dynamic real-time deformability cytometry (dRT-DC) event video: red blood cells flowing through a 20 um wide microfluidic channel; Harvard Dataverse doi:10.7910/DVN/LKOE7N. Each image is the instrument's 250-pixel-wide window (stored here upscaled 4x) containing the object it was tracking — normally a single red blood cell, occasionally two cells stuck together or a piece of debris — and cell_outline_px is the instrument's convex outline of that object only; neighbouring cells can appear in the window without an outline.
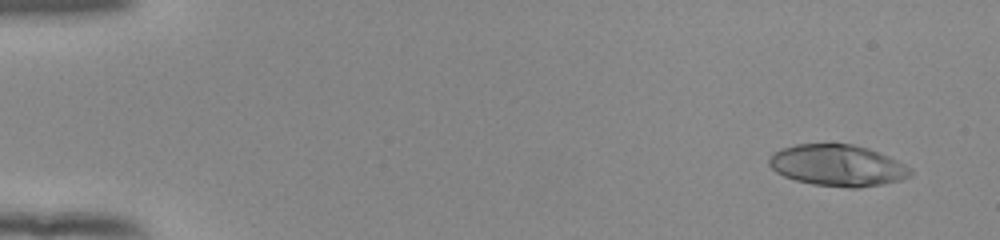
{"species": "human", "species_latin": "Homo sapiens", "temperature_condition": "room temperature", "stored_images_in_passage": 51, "camera_frame_rate_fps": 3000, "um_per_image_px": 0.085, "donor": {"sex": "female"}, "frame": {"image": 1, "passage_image": 1, "time_ms": 0.0, "image_size_px": [1000, 240], "cell_outline_px": [[912, 176], [900, 180], [860, 188], [848, 188], [812, 184], [796, 180], [784, 176], [776, 172], [768, 164], [768, 156], [772, 152], [780, 148], [796, 144], [852, 144], [868, 148], [888, 156], [912, 168]], "centroid_in_image_um": [71.17, 14.06], "position_along_channel_um": 13.8, "area_um2": 34.33}}
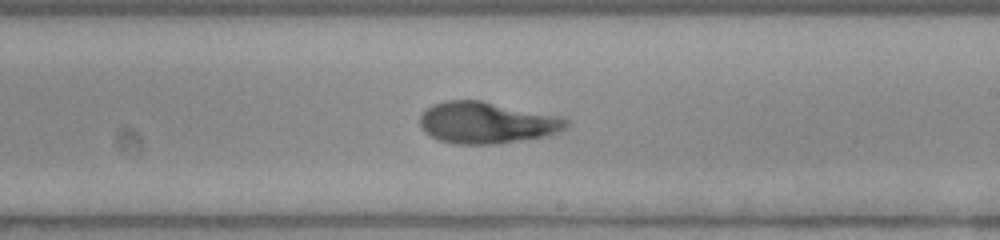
{"frame": {"image": 2, "passage_image": 30, "time_ms": 9.667, "image_size_px": [1000, 240], "cell_outline_px": [[568, 128], [560, 132], [548, 136], [496, 144], [456, 144], [440, 140], [424, 132], [420, 124], [420, 116], [432, 104], [444, 100], [484, 100], [560, 116], [568, 120]], "centroid_in_image_um": [41.41, 10.42], "position_along_channel_um": 247.6, "area_um2": 35.78}}
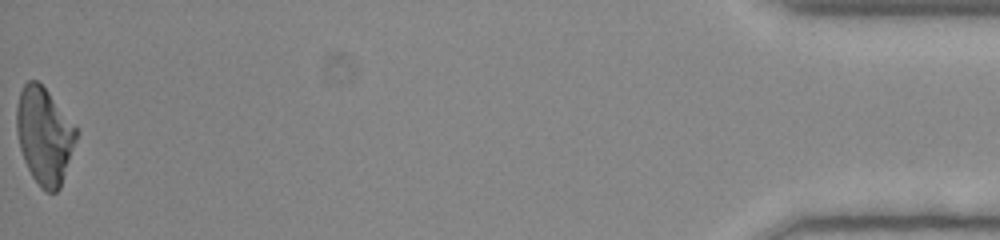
{"frame": {"image": 3, "passage_image": 51, "time_ms": 16.667, "image_size_px": [1000, 240], "cell_outline_px": [[80, 132], [60, 188], [56, 192], [44, 192], [40, 188], [32, 176], [24, 160], [20, 148], [16, 132], [16, 104], [20, 92], [24, 84], [28, 80], [36, 80], [48, 92], [80, 128]], "centroid_in_image_um": [3.8, 11.54], "position_along_channel_um": 431.4, "area_um2": 34.22}, "authors_computed_cell_mechanics": {"area_um2": 34.3332, "velocity_mm_per_s": 3.9149, "shape_relaxation_time_tau1_ms": 4.8378, "shape_relaxation_time_tau2_ms": 1.2402, "deformation_change_tau1": 0.2679, "deformation_change_tau2": 0.0669}}